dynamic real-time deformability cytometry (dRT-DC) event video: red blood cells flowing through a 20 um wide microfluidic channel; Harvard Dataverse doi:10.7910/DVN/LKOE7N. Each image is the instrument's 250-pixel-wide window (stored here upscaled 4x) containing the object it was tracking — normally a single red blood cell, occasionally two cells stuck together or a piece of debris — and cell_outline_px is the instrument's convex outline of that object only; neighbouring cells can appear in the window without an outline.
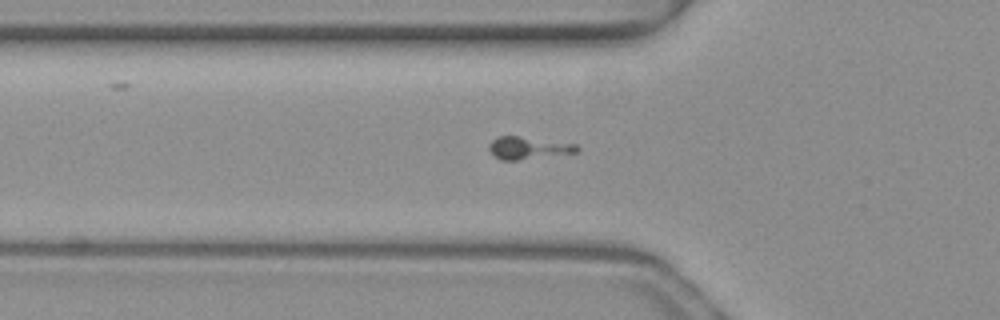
{"species": "common noctule bat (a hibernating species)", "species_latin": "Nyctalus noctula", "temperature_condition": "warm", "stored_images_in_passage": 47, "camera_frame_rate_fps": 3000, "um_per_image_px": 0.085, "animal": {"sex": "female", "body_mass_g": 19.3, "forearm_length_mm": 54.1}, "frame": {"image": 1, "passage_image": 14, "time_ms": 4.333, "image_size_px": [1000, 320], "cell_outline_px": [[580, 148], [576, 152], [516, 160], [500, 160], [488, 148], [488, 144], [492, 140], [500, 136], [516, 136], [576, 144]], "centroid_in_image_um": [44.87, 12.57], "position_along_channel_um": 80.9, "area_um2": 11.1}}
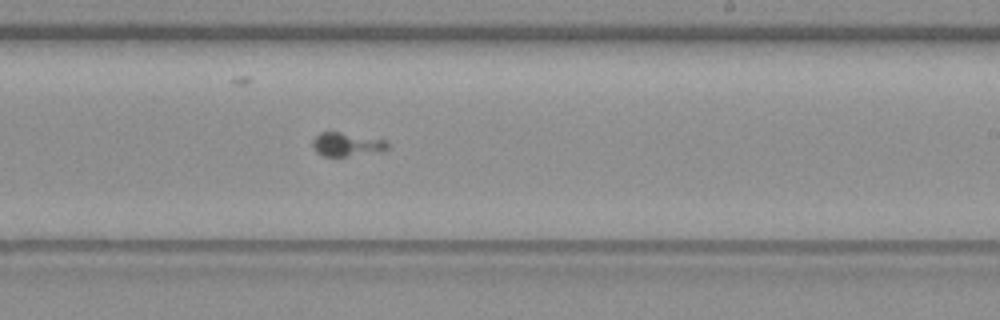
{"frame": {"image": 2, "passage_image": 27, "time_ms": 8.667, "image_size_px": [1000, 320], "cell_outline_px": [[388, 148], [384, 152], [348, 156], [324, 156], [316, 152], [312, 144], [312, 140], [320, 132], [340, 132], [388, 140]], "centroid_in_image_um": [29.52, 12.28], "position_along_channel_um": 259.5, "area_um2": 10.52}}
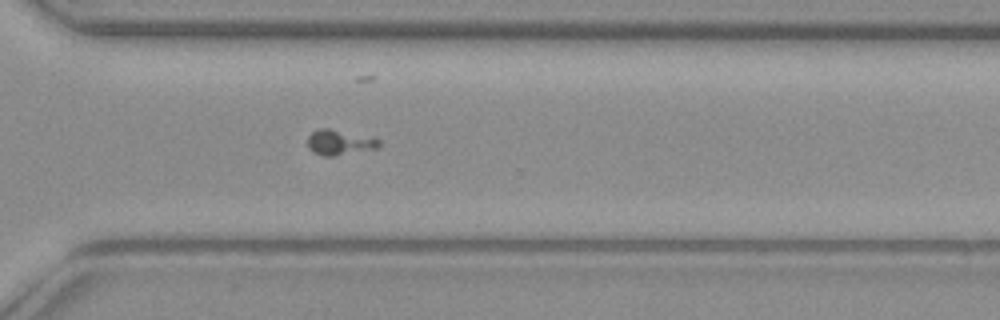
{"frame": {"image": 3, "passage_image": 33, "time_ms": 10.667, "image_size_px": [1000, 320], "cell_outline_px": [[380, 144], [376, 148], [336, 156], [324, 156], [312, 152], [308, 144], [308, 136], [312, 132], [320, 128], [328, 128], [380, 140]], "centroid_in_image_um": [28.81, 12.12], "position_along_channel_um": 341.8, "area_um2": 10.17}}